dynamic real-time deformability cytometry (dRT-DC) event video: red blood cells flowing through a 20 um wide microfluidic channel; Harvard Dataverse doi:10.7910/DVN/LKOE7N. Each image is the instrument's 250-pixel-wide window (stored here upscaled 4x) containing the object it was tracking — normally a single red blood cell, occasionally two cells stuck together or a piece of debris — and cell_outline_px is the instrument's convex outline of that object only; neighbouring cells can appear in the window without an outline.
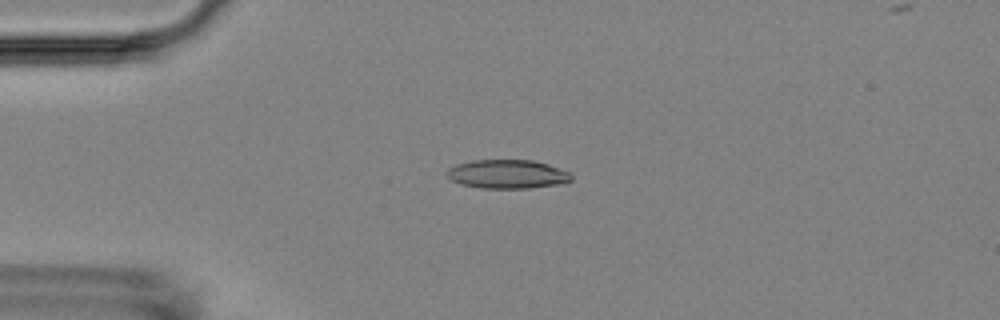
{"species": "Egyptian fruit bat (a non-hibernating species)", "species_latin": "Rousettus aegyptiacus", "temperature_condition": "room temperature", "stored_images_in_passage": 5, "camera_frame_rate_fps": 3000, "um_per_image_px": 0.085, "animal": {"sex": "female"}, "frame": {"image": 1, "passage_image": 4, "time_ms": 3.333, "image_size_px": [1000, 320], "cell_outline_px": [[572, 180], [560, 184], [528, 188], [480, 188], [460, 184], [452, 180], [444, 172], [448, 168], [456, 164], [472, 160], [532, 160], [548, 164], [568, 172], [572, 176]], "centroid_in_image_um": [43.09, 14.8], "position_along_channel_um": 41.9, "area_um2": 20.92}}